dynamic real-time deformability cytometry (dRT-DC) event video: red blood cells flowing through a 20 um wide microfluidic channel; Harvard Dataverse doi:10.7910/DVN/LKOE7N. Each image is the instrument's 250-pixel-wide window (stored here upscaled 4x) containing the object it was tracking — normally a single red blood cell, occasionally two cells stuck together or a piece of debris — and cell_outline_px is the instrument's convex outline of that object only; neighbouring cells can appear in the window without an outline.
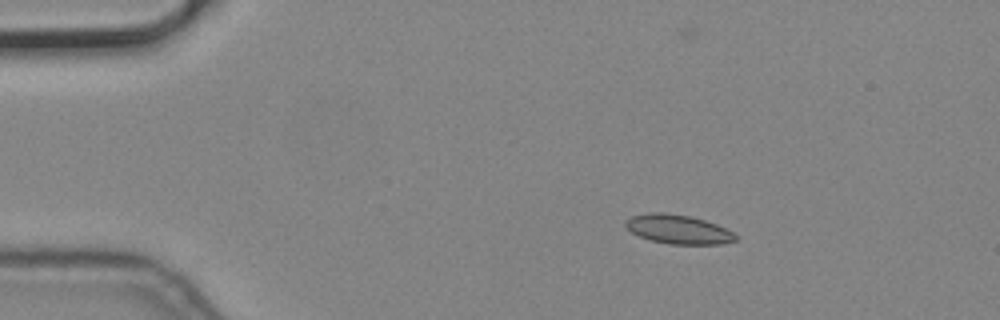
{"species": "common noctule bat (a hibernating species)", "species_latin": "Nyctalus noctula", "temperature_condition": "cold", "stored_images_in_passage": 3, "camera_frame_rate_fps": 3000, "um_per_image_px": 0.085, "animal": {"sex": "male", "body_mass_g": 19.2, "forearm_length_mm": 51.8}, "frame": {"image": 1, "passage_image": 2, "time_ms": 0.333, "image_size_px": [1000, 320], "cell_outline_px": [[736, 240], [720, 244], [668, 244], [648, 240], [632, 232], [624, 224], [624, 220], [632, 216], [648, 212], [664, 212], [692, 216], [716, 224], [736, 232]], "centroid_in_image_um": [57.64, 19.48], "position_along_channel_um": 27.4, "area_um2": 18.84}}